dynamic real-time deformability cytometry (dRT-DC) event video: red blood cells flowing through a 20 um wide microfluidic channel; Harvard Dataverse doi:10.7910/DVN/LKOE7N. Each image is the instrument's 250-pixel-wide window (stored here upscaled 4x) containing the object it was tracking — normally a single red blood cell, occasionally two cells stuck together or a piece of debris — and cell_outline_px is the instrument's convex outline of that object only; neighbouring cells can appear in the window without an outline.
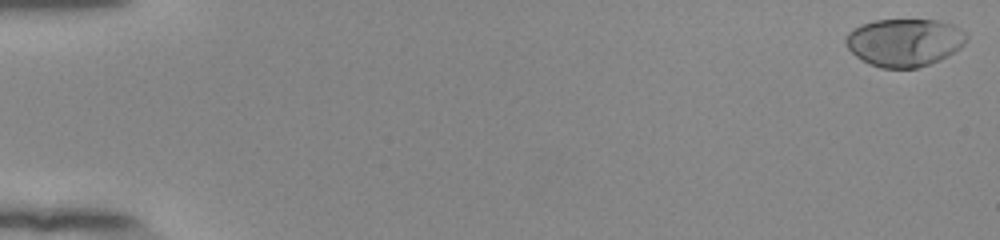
{"species": "human", "species_latin": "Homo sapiens", "temperature_condition": "room temperature", "stored_images_in_passage": 54, "camera_frame_rate_fps": 3000, "um_per_image_px": 0.085, "donor": {"sex": "female"}, "frame": {"image": 1, "passage_image": 1, "time_ms": 0.0, "image_size_px": [1000, 240], "cell_outline_px": [[968, 36], [964, 44], [960, 48], [948, 56], [940, 60], [916, 68], [880, 68], [868, 64], [860, 60], [848, 48], [844, 40], [848, 32], [860, 24], [876, 20], [936, 20], [952, 24], [968, 32]], "centroid_in_image_um": [76.88, 3.61], "position_along_channel_um": 8.1, "area_um2": 33.93}}
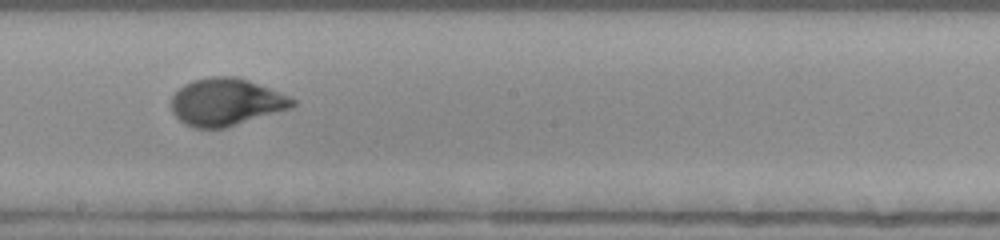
{"frame": {"image": 2, "passage_image": 32, "time_ms": 10.333, "image_size_px": [1000, 240], "cell_outline_px": [[296, 104], [292, 108], [224, 128], [192, 128], [184, 124], [172, 112], [172, 96], [184, 84], [192, 80], [212, 76], [236, 76], [248, 80], [280, 92], [296, 100]], "centroid_in_image_um": [19.21, 8.67], "position_along_channel_um": 229.0, "area_um2": 33.41}}
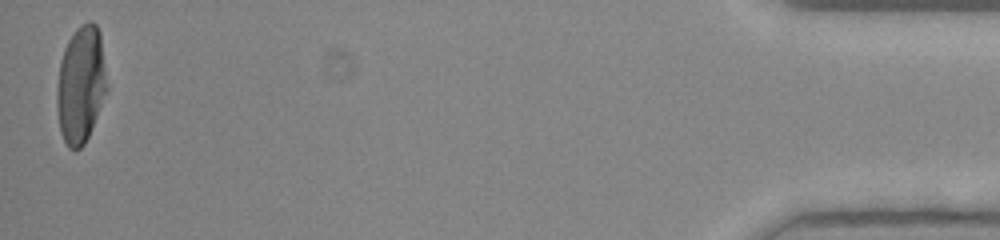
{"frame": {"image": 3, "passage_image": 54, "time_ms": 17.667, "image_size_px": [1000, 240], "cell_outline_px": [[108, 92], [88, 136], [84, 144], [76, 152], [68, 148], [60, 132], [56, 104], [56, 88], [60, 60], [64, 48], [68, 40], [76, 28], [80, 24], [88, 20], [92, 20], [96, 24], [100, 32], [108, 88]], "centroid_in_image_um": [6.87, 7.19], "position_along_channel_um": 428.3, "area_um2": 34.8}, "authors_computed_cell_mechanics": {"area_um2": 33.3506, "velocity_mm_per_s": 3.8615, "shape_relaxation_time_tau1_ms": 3.4332, "shape_relaxation_time_tau2_ms": null, "deformation_change_tau1": 0.1929, "deformation_change_tau2": null}}